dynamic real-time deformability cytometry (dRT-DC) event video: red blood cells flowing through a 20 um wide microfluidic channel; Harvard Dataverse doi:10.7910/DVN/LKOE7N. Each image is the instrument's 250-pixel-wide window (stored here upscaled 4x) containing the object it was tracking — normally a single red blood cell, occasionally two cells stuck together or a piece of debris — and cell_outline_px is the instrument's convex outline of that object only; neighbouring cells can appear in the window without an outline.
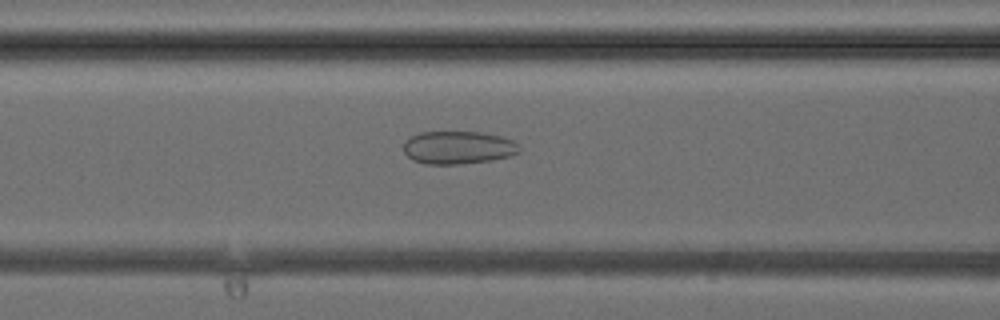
{"species": "common noctule bat (a hibernating species)", "species_latin": "Nyctalus noctula", "temperature_condition": "cold", "stored_images_in_passage": 40, "camera_frame_rate_fps": 3000, "um_per_image_px": 0.085, "animal": {"sex": "female", "body_mass_g": 24.6, "forearm_length_mm": 56.2}, "frame": {"image": 1, "passage_image": 16, "time_ms": 5.0, "image_size_px": [1000, 320], "cell_outline_px": [[520, 152], [508, 156], [492, 160], [460, 164], [424, 164], [412, 160], [404, 152], [404, 144], [412, 136], [420, 132], [480, 132], [500, 136], [512, 140], [520, 148]], "centroid_in_image_um": [38.93, 12.55], "position_along_channel_um": 127.7, "area_um2": 22.08}}
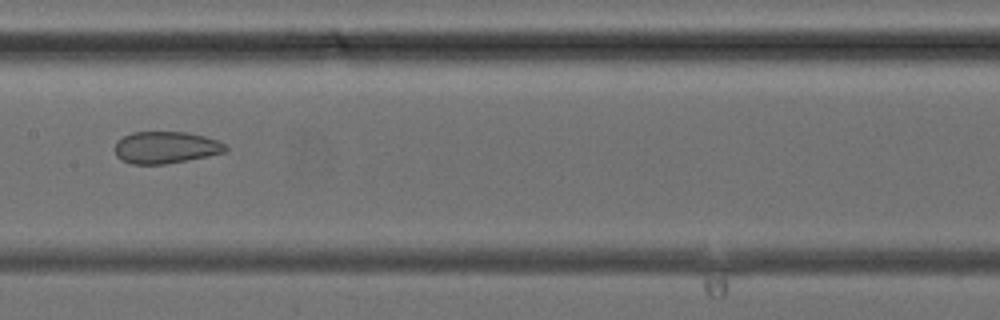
{"frame": {"image": 2, "passage_image": 20, "time_ms": 6.333, "image_size_px": [1000, 320], "cell_outline_px": [[228, 152], [188, 160], [164, 164], [132, 164], [120, 160], [116, 156], [116, 140], [132, 132], [184, 132], [204, 136], [228, 144]], "centroid_in_image_um": [14.11, 12.54], "position_along_channel_um": 193.3, "area_um2": 20.75}}
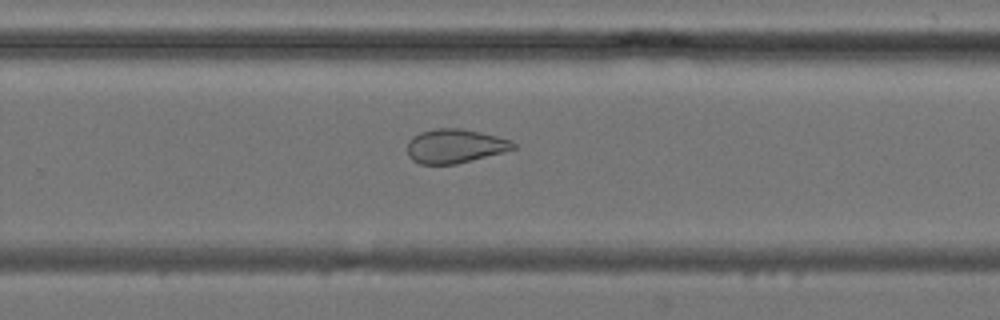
{"frame": {"image": 3, "passage_image": 26, "time_ms": 8.333, "image_size_px": [1000, 320], "cell_outline_px": [[516, 148], [504, 152], [456, 164], [420, 164], [412, 160], [408, 156], [408, 140], [412, 136], [420, 132], [436, 128], [460, 128], [480, 132], [512, 140], [516, 144]], "centroid_in_image_um": [38.66, 12.41], "position_along_channel_um": 291.1, "area_um2": 21.1}}